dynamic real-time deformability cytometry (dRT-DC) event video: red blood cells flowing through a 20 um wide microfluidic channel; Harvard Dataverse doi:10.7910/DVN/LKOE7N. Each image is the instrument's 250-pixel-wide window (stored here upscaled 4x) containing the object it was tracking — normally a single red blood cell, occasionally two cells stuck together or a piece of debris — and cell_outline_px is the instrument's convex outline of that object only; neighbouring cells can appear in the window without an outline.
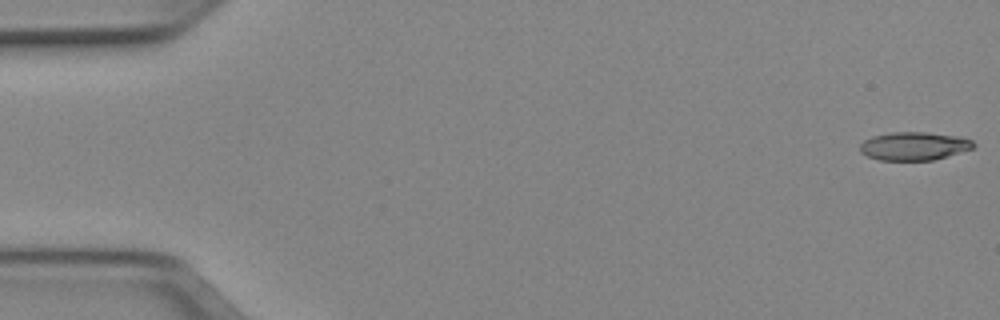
{"species": "Egyptian fruit bat (a non-hibernating species)", "species_latin": "Rousettus aegyptiacus", "temperature_condition": "cold", "stored_images_in_passage": 51, "camera_frame_rate_fps": 3000, "um_per_image_px": 0.085, "animal": {"sex": "female"}, "frame": {"image": 1, "passage_image": 1, "time_ms": 0.0, "image_size_px": [1000, 320], "cell_outline_px": [[976, 144], [972, 148], [932, 160], [880, 160], [868, 156], [860, 152], [860, 144], [864, 140], [872, 136], [892, 132], [928, 132], [960, 136], [972, 140]], "centroid_in_image_um": [77.68, 12.4], "position_along_channel_um": 7.3, "area_um2": 18.61}}
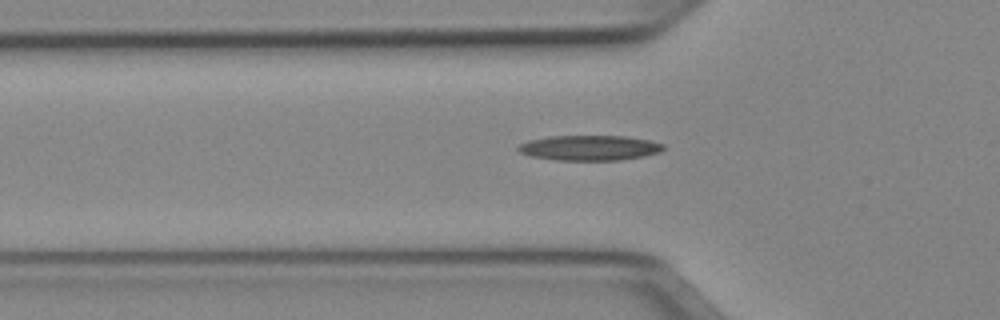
{"frame": {"image": 2, "passage_image": 17, "time_ms": 5.333, "image_size_px": [1000, 320], "cell_outline_px": [[664, 148], [660, 152], [644, 156], [620, 160], [556, 160], [532, 156], [520, 152], [516, 148], [520, 144], [528, 140], [552, 136], [624, 136], [648, 140], [664, 144]], "centroid_in_image_um": [50.11, 12.57], "position_along_channel_um": 75.7, "area_um2": 21.15}}
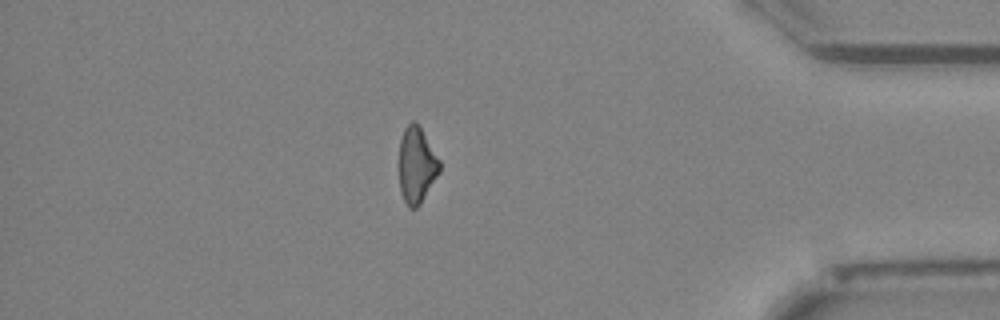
{"frame": {"image": 3, "passage_image": 44, "time_ms": 14.333, "image_size_px": [1000, 320], "cell_outline_px": [[440, 172], [420, 204], [416, 208], [408, 208], [400, 192], [400, 140], [404, 128], [412, 120], [420, 124], [440, 160]], "centroid_in_image_um": [35.43, 14.01], "position_along_channel_um": 399.8, "area_um2": 18.09}}